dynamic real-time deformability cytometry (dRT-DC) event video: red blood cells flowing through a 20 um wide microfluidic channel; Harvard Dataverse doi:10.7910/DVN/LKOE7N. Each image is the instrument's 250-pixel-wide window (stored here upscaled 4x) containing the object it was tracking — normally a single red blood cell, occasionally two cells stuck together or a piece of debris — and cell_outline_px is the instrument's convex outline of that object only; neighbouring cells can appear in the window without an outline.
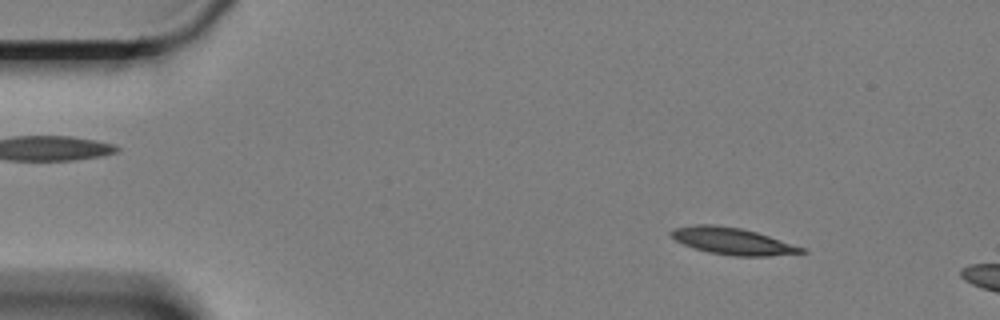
{"species": "Egyptian fruit bat (a non-hibernating species)", "species_latin": "Rousettus aegyptiacus", "temperature_condition": "cold", "stored_images_in_passage": 54, "camera_frame_rate_fps": 3000, "um_per_image_px": 0.085, "animal": {"sex": "female"}, "frame": {"image": 1, "passage_image": 1, "time_ms": 0.0, "image_size_px": [1000, 320], "cell_outline_px": [[808, 252], [768, 256], [732, 256], [708, 252], [684, 244], [668, 236], [668, 232], [672, 228], [696, 224], [716, 224], [740, 228], [756, 232], [804, 248]], "centroid_in_image_um": [62.19, 20.48], "position_along_channel_um": 22.8, "area_um2": 20.35}}
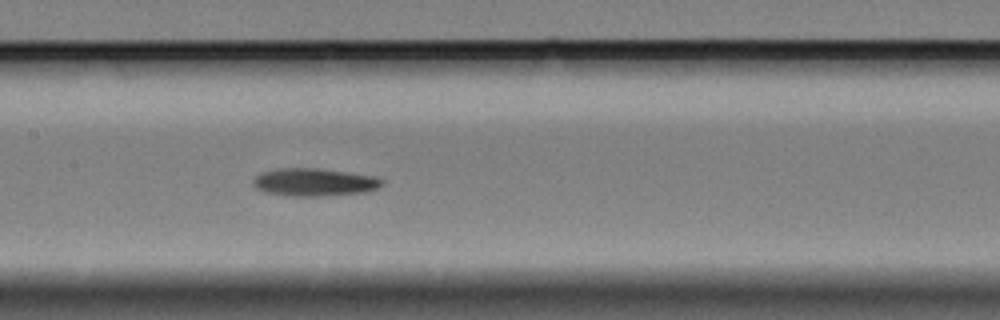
{"frame": {"image": 2, "passage_image": 22, "time_ms": 7.0, "image_size_px": [1000, 320], "cell_outline_px": [[384, 184], [380, 188], [368, 192], [324, 196], [288, 196], [264, 192], [256, 188], [252, 184], [252, 180], [260, 172], [276, 168], [320, 168], [376, 176], [384, 180]], "centroid_in_image_um": [26.74, 15.49], "position_along_channel_um": 180.7, "area_um2": 21.39}}
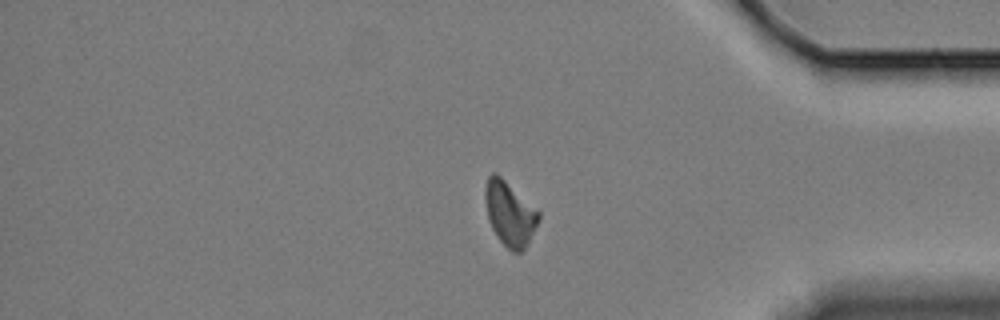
{"frame": {"image": 3, "passage_image": 43, "time_ms": 14.0, "image_size_px": [1000, 320], "cell_outline_px": [[540, 220], [528, 244], [520, 252], [512, 252], [496, 236], [492, 228], [488, 216], [484, 196], [484, 188], [488, 176], [492, 172], [496, 172], [536, 208], [540, 212]], "centroid_in_image_um": [43.33, 18.14], "position_along_channel_um": 391.9, "area_um2": 20.06}}